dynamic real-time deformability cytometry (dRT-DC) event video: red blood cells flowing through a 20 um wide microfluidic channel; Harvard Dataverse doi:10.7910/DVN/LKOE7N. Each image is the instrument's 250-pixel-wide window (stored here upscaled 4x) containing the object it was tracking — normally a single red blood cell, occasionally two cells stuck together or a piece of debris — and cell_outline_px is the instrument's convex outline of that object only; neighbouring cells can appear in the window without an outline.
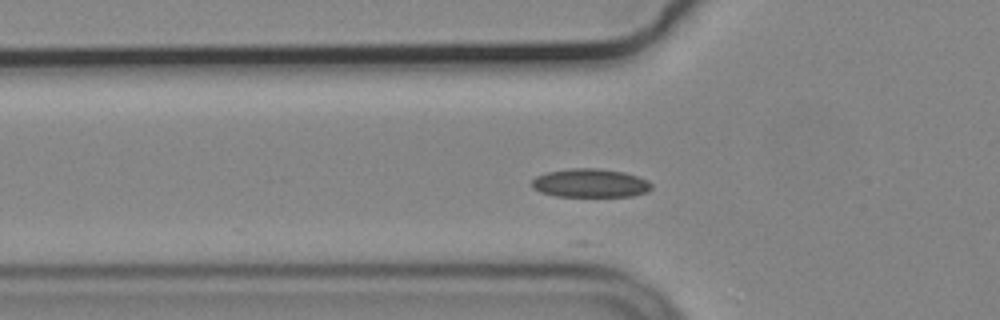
{"species": "common noctule bat (a hibernating species)", "species_latin": "Nyctalus noctula", "temperature_condition": "cold", "stored_images_in_passage": 7, "camera_frame_rate_fps": 3000, "um_per_image_px": 0.085, "animal": {"sex": "male", "body_mass_g": 19.2, "forearm_length_mm": 51.8}, "frame": {"image": 1, "passage_image": 2, "time_ms": 0.333, "image_size_px": [1000, 320], "cell_outline_px": [[652, 188], [648, 192], [632, 196], [556, 196], [540, 192], [532, 188], [532, 180], [536, 176], [548, 172], [572, 168], [596, 168], [624, 172], [648, 180], [652, 184]], "centroid_in_image_um": [50.18, 15.57], "position_along_channel_um": 75.6, "area_um2": 19.94}}
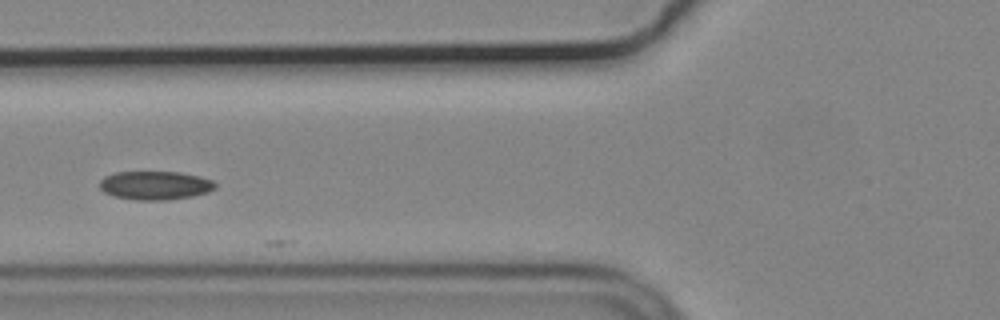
{"frame": {"image": 2, "passage_image": 5, "time_ms": 1.333, "image_size_px": [1000, 320], "cell_outline_px": [[216, 188], [208, 192], [192, 196], [168, 200], [136, 200], [112, 196], [104, 192], [100, 188], [100, 180], [104, 176], [116, 172], [180, 172], [200, 176], [212, 180], [216, 184]], "centroid_in_image_um": [13.18, 15.76], "position_along_channel_um": 112.6, "area_um2": 19.42}}